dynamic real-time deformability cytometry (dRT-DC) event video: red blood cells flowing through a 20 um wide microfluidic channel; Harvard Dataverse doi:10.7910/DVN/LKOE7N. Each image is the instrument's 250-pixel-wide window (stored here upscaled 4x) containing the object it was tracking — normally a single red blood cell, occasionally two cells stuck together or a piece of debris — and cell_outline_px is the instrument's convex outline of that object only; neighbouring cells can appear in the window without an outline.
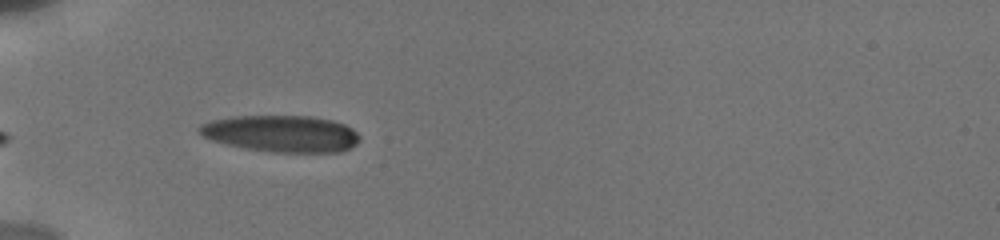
{"species": "human", "species_latin": "Homo sapiens", "temperature_condition": "cold", "stored_images_in_passage": 37, "camera_frame_rate_fps": 3000, "um_per_image_px": 0.085, "donor": {"sex": "male"}, "frame": {"image": 1, "passage_image": 1, "time_ms": 0.0, "image_size_px": [1000, 240], "cell_outline_px": [[360, 140], [352, 148], [340, 152], [272, 152], [248, 148], [228, 144], [212, 140], [204, 136], [196, 128], [200, 124], [212, 120], [232, 116], [312, 116], [332, 120], [344, 124], [352, 128], [360, 136]], "centroid_in_image_um": [23.95, 11.35], "position_along_channel_um": 61.0, "area_um2": 34.28}}
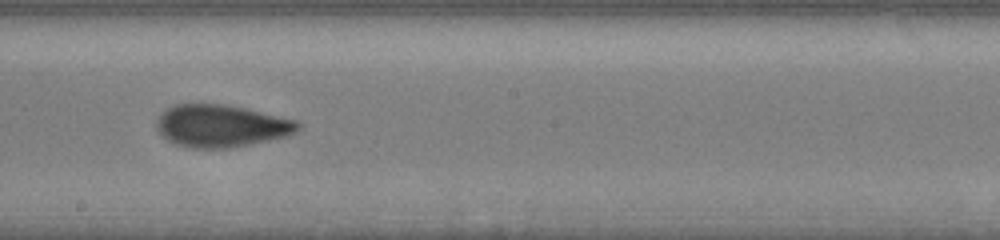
{"frame": {"image": 2, "passage_image": 15, "time_ms": 4.667, "image_size_px": [1000, 240], "cell_outline_px": [[300, 128], [296, 132], [288, 136], [228, 148], [192, 148], [176, 144], [168, 140], [156, 128], [156, 124], [160, 116], [168, 108], [176, 104], [224, 104], [244, 108], [296, 120], [300, 124]], "centroid_in_image_um": [18.82, 10.7], "position_along_channel_um": 229.4, "area_um2": 34.45}}
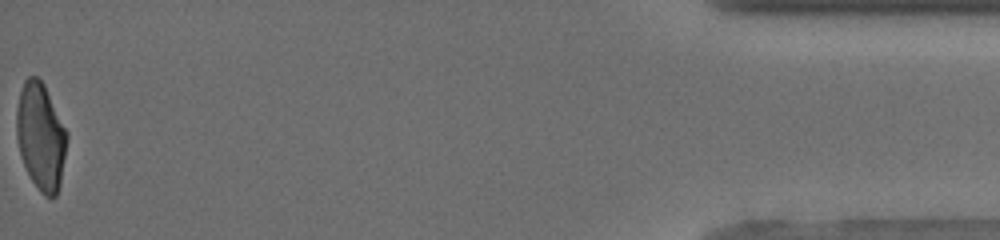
{"frame": {"image": 3, "passage_image": 37, "time_ms": 12.0, "image_size_px": [1000, 240], "cell_outline_px": [[68, 136], [60, 184], [56, 196], [52, 200], [44, 196], [40, 192], [32, 180], [20, 156], [16, 136], [16, 108], [20, 92], [24, 80], [28, 76], [36, 76], [44, 84], [68, 132]], "centroid_in_image_um": [3.46, 11.61], "position_along_channel_um": 431.7, "area_um2": 31.67}, "authors_computed_cell_mechanics": {"area_um2": 34.2754, "velocity_mm_per_s": 3.8502, "shape_relaxation_time_tau1_ms": 4.9203, "shape_relaxation_time_tau2_ms": 1.3432, "deformation_change_tau1": 0.165, "deformation_change_tau2": 0.0746}}